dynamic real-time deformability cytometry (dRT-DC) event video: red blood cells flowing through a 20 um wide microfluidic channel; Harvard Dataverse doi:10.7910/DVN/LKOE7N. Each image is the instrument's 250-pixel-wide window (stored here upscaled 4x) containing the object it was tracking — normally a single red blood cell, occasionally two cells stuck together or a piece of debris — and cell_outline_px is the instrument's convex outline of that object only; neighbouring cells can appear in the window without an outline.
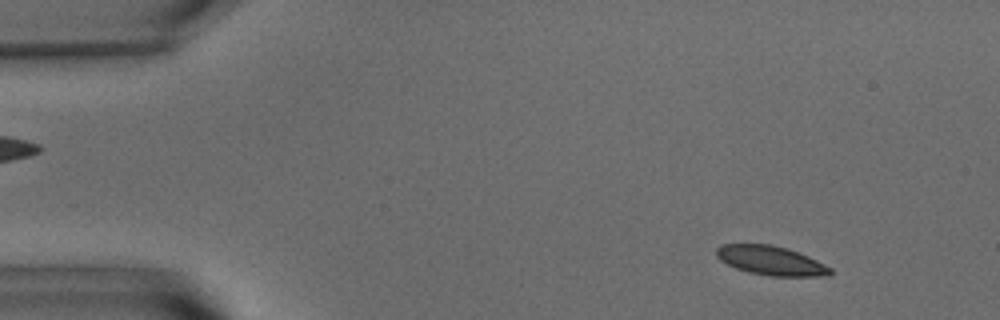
{"species": "common noctule bat (a hibernating species)", "species_latin": "Nyctalus noctula", "temperature_condition": "warm", "stored_images_in_passage": 52, "camera_frame_rate_fps": 3000, "um_per_image_px": 0.085, "animal": {"sex": "male", "body_mass_g": 15.6}, "frame": {"image": 1, "passage_image": 2, "time_ms": 0.333, "image_size_px": [1000, 320], "cell_outline_px": [[832, 272], [828, 276], [772, 276], [748, 272], [736, 268], [720, 260], [716, 256], [716, 248], [720, 244], [772, 244], [788, 248], [808, 256], [832, 268]], "centroid_in_image_um": [65.52, 22.14], "position_along_channel_um": 19.5, "area_um2": 19.42}}
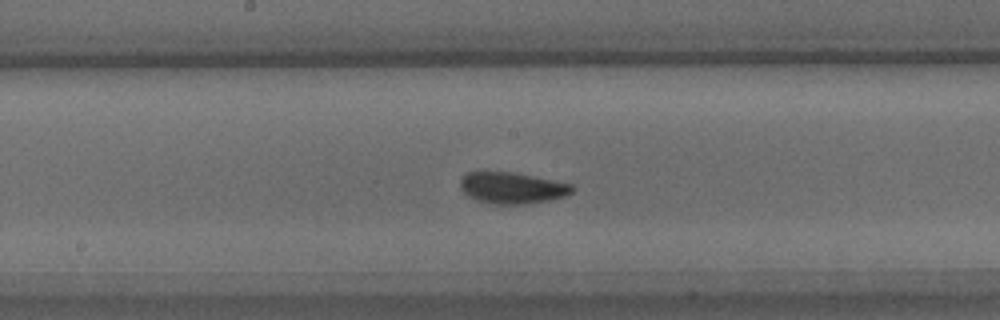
{"frame": {"image": 2, "passage_image": 25, "time_ms": 8.0, "image_size_px": [1000, 320], "cell_outline_px": [[576, 188], [572, 192], [564, 196], [548, 200], [524, 204], [488, 204], [476, 200], [468, 196], [460, 188], [460, 180], [468, 172], [484, 168], [516, 172], [572, 184]], "centroid_in_image_um": [43.46, 15.92], "position_along_channel_um": 204.7, "area_um2": 21.21}}
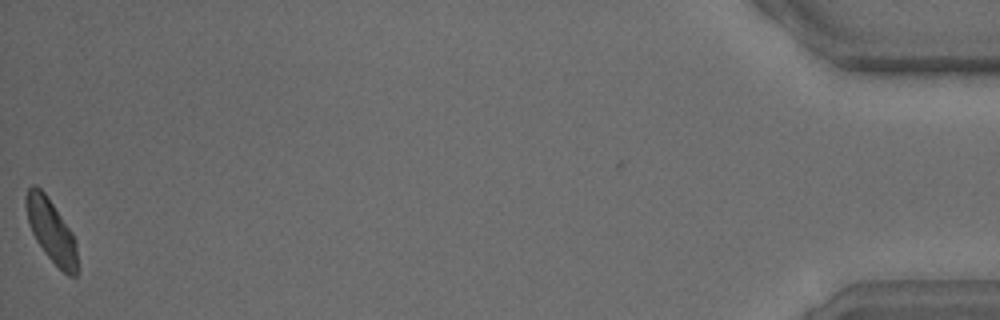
{"frame": {"image": 3, "passage_image": 52, "time_ms": 17.0, "image_size_px": [1000, 320], "cell_outline_px": [[76, 276], [68, 276], [44, 252], [36, 240], [28, 224], [24, 204], [24, 196], [28, 188], [32, 184], [36, 184], [44, 192], [72, 232], [76, 244]], "centroid_in_image_um": [4.3, 19.55], "position_along_channel_um": 430.9, "area_um2": 18.67}, "authors_computed_cell_mechanics": {"area_um2": 19.8543, "velocity_mm_per_s": 3.5931, "shape_relaxation_time_tau1_ms": 3.5612, "shape_relaxation_time_tau2_ms": 1.4468, "deformation_change_tau1": 0.0937, "deformation_change_tau2": 0.075}}